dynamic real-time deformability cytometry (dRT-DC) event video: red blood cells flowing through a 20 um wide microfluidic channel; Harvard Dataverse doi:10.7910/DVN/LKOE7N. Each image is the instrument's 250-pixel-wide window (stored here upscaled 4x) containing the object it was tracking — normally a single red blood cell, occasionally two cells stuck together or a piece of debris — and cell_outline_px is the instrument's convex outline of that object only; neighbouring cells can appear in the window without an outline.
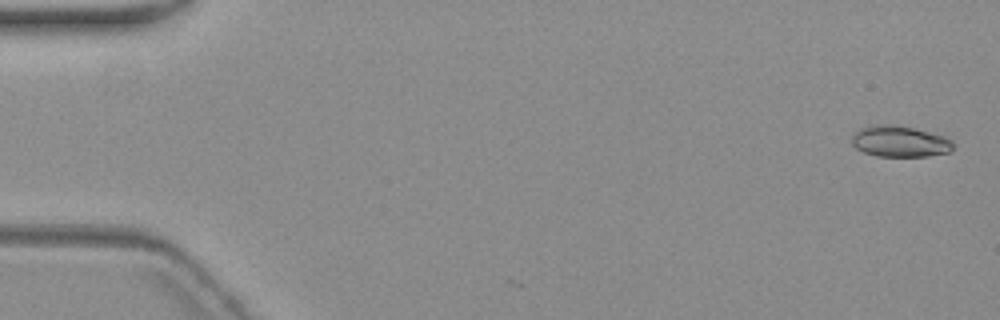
{"species": "common noctule bat (a hibernating species)", "species_latin": "Nyctalus noctula", "temperature_condition": "warm", "stored_images_in_passage": 5, "camera_frame_rate_fps": 3000, "um_per_image_px": 0.085, "animal": {"sex": "female", "body_mass_g": 19.3, "forearm_length_mm": 54.1}, "frame": {"image": 1, "passage_image": 1, "time_ms": 0.0, "image_size_px": [1000, 320], "cell_outline_px": [[952, 148], [948, 152], [928, 156], [876, 156], [864, 152], [856, 148], [852, 144], [852, 132], [860, 128], [872, 124], [892, 124], [912, 128], [948, 136], [952, 140]], "centroid_in_image_um": [76.45, 12.0], "position_along_channel_um": 8.5, "area_um2": 18.55}}